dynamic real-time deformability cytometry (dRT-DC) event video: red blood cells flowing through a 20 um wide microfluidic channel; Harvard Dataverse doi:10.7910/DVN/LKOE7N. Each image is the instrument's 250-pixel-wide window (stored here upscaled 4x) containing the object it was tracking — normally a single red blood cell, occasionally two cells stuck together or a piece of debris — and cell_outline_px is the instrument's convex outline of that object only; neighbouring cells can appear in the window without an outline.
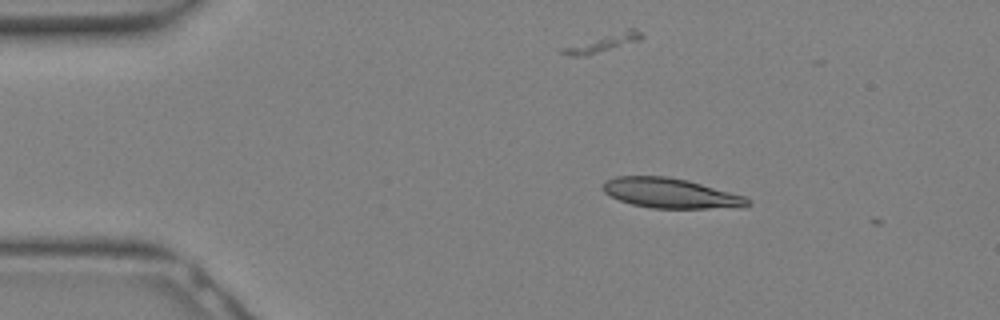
{"species": "Egyptian fruit bat (a non-hibernating species)", "species_latin": "Rousettus aegyptiacus", "temperature_condition": "warm", "stored_images_in_passage": 6, "camera_frame_rate_fps": 3000, "um_per_image_px": 0.085, "animal": {"sex": "female"}, "frame": {"image": 1, "passage_image": 2, "time_ms": 0.333, "image_size_px": [1000, 320], "cell_outline_px": [[752, 204], [744, 208], [652, 208], [632, 204], [620, 200], [604, 192], [600, 188], [604, 180], [616, 176], [668, 176], [688, 180], [744, 196], [752, 200]], "centroid_in_image_um": [57.02, 16.42], "position_along_channel_um": 28.0, "area_um2": 25.49}}